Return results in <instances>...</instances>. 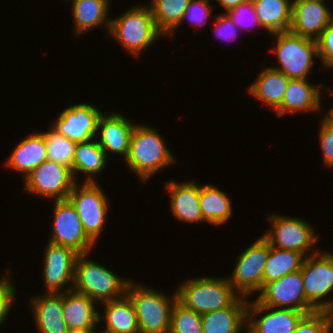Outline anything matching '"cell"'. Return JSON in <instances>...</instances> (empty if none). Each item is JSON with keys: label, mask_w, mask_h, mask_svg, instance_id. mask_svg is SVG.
I'll use <instances>...</instances> for the list:
<instances>
[{"label": "cell", "mask_w": 333, "mask_h": 333, "mask_svg": "<svg viewBox=\"0 0 333 333\" xmlns=\"http://www.w3.org/2000/svg\"><path fill=\"white\" fill-rule=\"evenodd\" d=\"M164 141L153 127L136 124L125 162L142 182L153 177V174L155 175L159 170L175 163L174 155L168 150Z\"/></svg>", "instance_id": "cell-1"}, {"label": "cell", "mask_w": 333, "mask_h": 333, "mask_svg": "<svg viewBox=\"0 0 333 333\" xmlns=\"http://www.w3.org/2000/svg\"><path fill=\"white\" fill-rule=\"evenodd\" d=\"M87 257L88 253L79 254L76 259L72 290L97 303L123 297L130 280L122 279L112 270L88 260Z\"/></svg>", "instance_id": "cell-2"}, {"label": "cell", "mask_w": 333, "mask_h": 333, "mask_svg": "<svg viewBox=\"0 0 333 333\" xmlns=\"http://www.w3.org/2000/svg\"><path fill=\"white\" fill-rule=\"evenodd\" d=\"M176 292L181 304L200 315L229 307L240 297L226 277L186 280Z\"/></svg>", "instance_id": "cell-3"}, {"label": "cell", "mask_w": 333, "mask_h": 333, "mask_svg": "<svg viewBox=\"0 0 333 333\" xmlns=\"http://www.w3.org/2000/svg\"><path fill=\"white\" fill-rule=\"evenodd\" d=\"M136 310L140 333H169L171 312L178 300L177 292L168 298L151 287L130 281L126 288Z\"/></svg>", "instance_id": "cell-4"}, {"label": "cell", "mask_w": 333, "mask_h": 333, "mask_svg": "<svg viewBox=\"0 0 333 333\" xmlns=\"http://www.w3.org/2000/svg\"><path fill=\"white\" fill-rule=\"evenodd\" d=\"M132 7L120 17L111 18L109 34L117 39L127 52L138 57L159 36L164 35L158 30L150 7Z\"/></svg>", "instance_id": "cell-5"}, {"label": "cell", "mask_w": 333, "mask_h": 333, "mask_svg": "<svg viewBox=\"0 0 333 333\" xmlns=\"http://www.w3.org/2000/svg\"><path fill=\"white\" fill-rule=\"evenodd\" d=\"M276 38L274 52L279 67L272 68L282 72L289 79H307L313 65L314 56L319 57L318 42L291 31L271 34Z\"/></svg>", "instance_id": "cell-6"}, {"label": "cell", "mask_w": 333, "mask_h": 333, "mask_svg": "<svg viewBox=\"0 0 333 333\" xmlns=\"http://www.w3.org/2000/svg\"><path fill=\"white\" fill-rule=\"evenodd\" d=\"M97 183L83 182L80 186L76 183L68 197L79 215L84 232L94 243L103 232L110 207L107 196Z\"/></svg>", "instance_id": "cell-7"}, {"label": "cell", "mask_w": 333, "mask_h": 333, "mask_svg": "<svg viewBox=\"0 0 333 333\" xmlns=\"http://www.w3.org/2000/svg\"><path fill=\"white\" fill-rule=\"evenodd\" d=\"M301 272L307 302L316 311H324L332 301L324 298L333 290V254L313 251L304 259Z\"/></svg>", "instance_id": "cell-8"}, {"label": "cell", "mask_w": 333, "mask_h": 333, "mask_svg": "<svg viewBox=\"0 0 333 333\" xmlns=\"http://www.w3.org/2000/svg\"><path fill=\"white\" fill-rule=\"evenodd\" d=\"M271 224V230L262 236L268 241L270 246L281 249L295 251L305 254L314 247L319 236L314 232L312 226L300 218L285 217L279 215L267 216ZM303 220V221H302Z\"/></svg>", "instance_id": "cell-9"}, {"label": "cell", "mask_w": 333, "mask_h": 333, "mask_svg": "<svg viewBox=\"0 0 333 333\" xmlns=\"http://www.w3.org/2000/svg\"><path fill=\"white\" fill-rule=\"evenodd\" d=\"M270 251V244L261 236L251 244L237 259L232 276L228 282L244 298L262 290V275Z\"/></svg>", "instance_id": "cell-10"}, {"label": "cell", "mask_w": 333, "mask_h": 333, "mask_svg": "<svg viewBox=\"0 0 333 333\" xmlns=\"http://www.w3.org/2000/svg\"><path fill=\"white\" fill-rule=\"evenodd\" d=\"M23 180V190L44 198H54V201L68 199L76 184L71 168L50 160L36 167Z\"/></svg>", "instance_id": "cell-11"}, {"label": "cell", "mask_w": 333, "mask_h": 333, "mask_svg": "<svg viewBox=\"0 0 333 333\" xmlns=\"http://www.w3.org/2000/svg\"><path fill=\"white\" fill-rule=\"evenodd\" d=\"M52 235L49 242L72 248L86 254L94 243L84 232L82 222L69 199L56 200L54 204Z\"/></svg>", "instance_id": "cell-12"}, {"label": "cell", "mask_w": 333, "mask_h": 333, "mask_svg": "<svg viewBox=\"0 0 333 333\" xmlns=\"http://www.w3.org/2000/svg\"><path fill=\"white\" fill-rule=\"evenodd\" d=\"M256 300L274 308L294 309L306 314L316 312L306 300L301 270L266 284Z\"/></svg>", "instance_id": "cell-13"}, {"label": "cell", "mask_w": 333, "mask_h": 333, "mask_svg": "<svg viewBox=\"0 0 333 333\" xmlns=\"http://www.w3.org/2000/svg\"><path fill=\"white\" fill-rule=\"evenodd\" d=\"M101 115L102 111L95 105L77 103L64 109L50 127L73 142H88L98 134L97 125Z\"/></svg>", "instance_id": "cell-14"}, {"label": "cell", "mask_w": 333, "mask_h": 333, "mask_svg": "<svg viewBox=\"0 0 333 333\" xmlns=\"http://www.w3.org/2000/svg\"><path fill=\"white\" fill-rule=\"evenodd\" d=\"M78 255L79 253L72 248L48 242L42 267L47 293H64L72 290ZM68 283L71 287L64 289Z\"/></svg>", "instance_id": "cell-15"}, {"label": "cell", "mask_w": 333, "mask_h": 333, "mask_svg": "<svg viewBox=\"0 0 333 333\" xmlns=\"http://www.w3.org/2000/svg\"><path fill=\"white\" fill-rule=\"evenodd\" d=\"M262 315V316H260ZM305 312L248 301L246 333H293ZM260 316V317H259ZM259 317V318H256Z\"/></svg>", "instance_id": "cell-16"}, {"label": "cell", "mask_w": 333, "mask_h": 333, "mask_svg": "<svg viewBox=\"0 0 333 333\" xmlns=\"http://www.w3.org/2000/svg\"><path fill=\"white\" fill-rule=\"evenodd\" d=\"M324 1L293 0L289 31L317 41L333 19V12Z\"/></svg>", "instance_id": "cell-17"}, {"label": "cell", "mask_w": 333, "mask_h": 333, "mask_svg": "<svg viewBox=\"0 0 333 333\" xmlns=\"http://www.w3.org/2000/svg\"><path fill=\"white\" fill-rule=\"evenodd\" d=\"M136 123H133L119 113H102L97 125V133L100 132L98 144L108 152L128 157L130 141Z\"/></svg>", "instance_id": "cell-18"}, {"label": "cell", "mask_w": 333, "mask_h": 333, "mask_svg": "<svg viewBox=\"0 0 333 333\" xmlns=\"http://www.w3.org/2000/svg\"><path fill=\"white\" fill-rule=\"evenodd\" d=\"M308 79H290L284 93L282 104L275 111L276 115L295 114L300 111L320 110L321 92L323 84L314 86ZM321 99V100H320Z\"/></svg>", "instance_id": "cell-19"}, {"label": "cell", "mask_w": 333, "mask_h": 333, "mask_svg": "<svg viewBox=\"0 0 333 333\" xmlns=\"http://www.w3.org/2000/svg\"><path fill=\"white\" fill-rule=\"evenodd\" d=\"M165 188L171 194L173 216L186 223H205L199 205L200 185L195 182H166Z\"/></svg>", "instance_id": "cell-20"}, {"label": "cell", "mask_w": 333, "mask_h": 333, "mask_svg": "<svg viewBox=\"0 0 333 333\" xmlns=\"http://www.w3.org/2000/svg\"><path fill=\"white\" fill-rule=\"evenodd\" d=\"M33 318L39 333H66L63 318V293H46L30 301Z\"/></svg>", "instance_id": "cell-21"}, {"label": "cell", "mask_w": 333, "mask_h": 333, "mask_svg": "<svg viewBox=\"0 0 333 333\" xmlns=\"http://www.w3.org/2000/svg\"><path fill=\"white\" fill-rule=\"evenodd\" d=\"M247 299L240 296L229 307L201 315L203 333H243L241 330L247 325Z\"/></svg>", "instance_id": "cell-22"}, {"label": "cell", "mask_w": 333, "mask_h": 333, "mask_svg": "<svg viewBox=\"0 0 333 333\" xmlns=\"http://www.w3.org/2000/svg\"><path fill=\"white\" fill-rule=\"evenodd\" d=\"M96 309V302L84 294L74 290L63 293V318L68 329H96L101 314Z\"/></svg>", "instance_id": "cell-23"}, {"label": "cell", "mask_w": 333, "mask_h": 333, "mask_svg": "<svg viewBox=\"0 0 333 333\" xmlns=\"http://www.w3.org/2000/svg\"><path fill=\"white\" fill-rule=\"evenodd\" d=\"M6 166L23 174L24 178L36 167L47 160V146L44 135L40 132L32 133L17 144Z\"/></svg>", "instance_id": "cell-24"}, {"label": "cell", "mask_w": 333, "mask_h": 333, "mask_svg": "<svg viewBox=\"0 0 333 333\" xmlns=\"http://www.w3.org/2000/svg\"><path fill=\"white\" fill-rule=\"evenodd\" d=\"M104 314L99 321L106 322L104 333H140L139 323L133 302L127 294L104 303Z\"/></svg>", "instance_id": "cell-25"}, {"label": "cell", "mask_w": 333, "mask_h": 333, "mask_svg": "<svg viewBox=\"0 0 333 333\" xmlns=\"http://www.w3.org/2000/svg\"><path fill=\"white\" fill-rule=\"evenodd\" d=\"M289 80L285 74L268 66L248 87V92L275 112L282 104Z\"/></svg>", "instance_id": "cell-26"}, {"label": "cell", "mask_w": 333, "mask_h": 333, "mask_svg": "<svg viewBox=\"0 0 333 333\" xmlns=\"http://www.w3.org/2000/svg\"><path fill=\"white\" fill-rule=\"evenodd\" d=\"M261 27L268 33L289 31L291 25V0H252Z\"/></svg>", "instance_id": "cell-27"}, {"label": "cell", "mask_w": 333, "mask_h": 333, "mask_svg": "<svg viewBox=\"0 0 333 333\" xmlns=\"http://www.w3.org/2000/svg\"><path fill=\"white\" fill-rule=\"evenodd\" d=\"M110 0H73L72 13L75 25V36H80L91 28L106 24L109 32L111 20L106 17Z\"/></svg>", "instance_id": "cell-28"}, {"label": "cell", "mask_w": 333, "mask_h": 333, "mask_svg": "<svg viewBox=\"0 0 333 333\" xmlns=\"http://www.w3.org/2000/svg\"><path fill=\"white\" fill-rule=\"evenodd\" d=\"M200 210L204 222L221 225L231 218L232 204L229 197L213 184L200 185Z\"/></svg>", "instance_id": "cell-29"}, {"label": "cell", "mask_w": 333, "mask_h": 333, "mask_svg": "<svg viewBox=\"0 0 333 333\" xmlns=\"http://www.w3.org/2000/svg\"><path fill=\"white\" fill-rule=\"evenodd\" d=\"M107 156L98 144L97 140H90L88 142L77 143L74 152L72 172L74 178L77 173H85L88 177H85L84 182H97L95 180L97 173H100L106 166Z\"/></svg>", "instance_id": "cell-30"}, {"label": "cell", "mask_w": 333, "mask_h": 333, "mask_svg": "<svg viewBox=\"0 0 333 333\" xmlns=\"http://www.w3.org/2000/svg\"><path fill=\"white\" fill-rule=\"evenodd\" d=\"M305 255L270 246L269 256L262 275V288L281 277L301 270Z\"/></svg>", "instance_id": "cell-31"}, {"label": "cell", "mask_w": 333, "mask_h": 333, "mask_svg": "<svg viewBox=\"0 0 333 333\" xmlns=\"http://www.w3.org/2000/svg\"><path fill=\"white\" fill-rule=\"evenodd\" d=\"M191 0H152L148 5L158 30L164 35L173 36L182 22Z\"/></svg>", "instance_id": "cell-32"}, {"label": "cell", "mask_w": 333, "mask_h": 333, "mask_svg": "<svg viewBox=\"0 0 333 333\" xmlns=\"http://www.w3.org/2000/svg\"><path fill=\"white\" fill-rule=\"evenodd\" d=\"M49 131L41 132L44 135L47 146V160L65 165L72 169L76 142L58 134L52 128Z\"/></svg>", "instance_id": "cell-33"}, {"label": "cell", "mask_w": 333, "mask_h": 333, "mask_svg": "<svg viewBox=\"0 0 333 333\" xmlns=\"http://www.w3.org/2000/svg\"><path fill=\"white\" fill-rule=\"evenodd\" d=\"M169 333H203L201 315L177 300L171 312Z\"/></svg>", "instance_id": "cell-34"}, {"label": "cell", "mask_w": 333, "mask_h": 333, "mask_svg": "<svg viewBox=\"0 0 333 333\" xmlns=\"http://www.w3.org/2000/svg\"><path fill=\"white\" fill-rule=\"evenodd\" d=\"M330 324L324 311L306 314L293 333H330Z\"/></svg>", "instance_id": "cell-35"}, {"label": "cell", "mask_w": 333, "mask_h": 333, "mask_svg": "<svg viewBox=\"0 0 333 333\" xmlns=\"http://www.w3.org/2000/svg\"><path fill=\"white\" fill-rule=\"evenodd\" d=\"M211 12L212 6L209 4L208 1L191 0L179 26L183 23L185 19H188L190 20V25H194L192 26L194 27V29L196 26L197 28H201L208 21V17L212 16Z\"/></svg>", "instance_id": "cell-36"}, {"label": "cell", "mask_w": 333, "mask_h": 333, "mask_svg": "<svg viewBox=\"0 0 333 333\" xmlns=\"http://www.w3.org/2000/svg\"><path fill=\"white\" fill-rule=\"evenodd\" d=\"M230 20L238 27V28H242V27H248L251 24L252 27H254V25L257 27H261V24L259 22V19L257 17V14L255 12V8L253 6L252 0H248L244 3L239 4L236 8L229 10L228 12L225 13ZM247 14L249 16H247ZM246 16L249 18L248 20H250V24L249 22L246 21V19H244V17L246 18ZM246 21V23H245ZM248 24V25H247Z\"/></svg>", "instance_id": "cell-37"}, {"label": "cell", "mask_w": 333, "mask_h": 333, "mask_svg": "<svg viewBox=\"0 0 333 333\" xmlns=\"http://www.w3.org/2000/svg\"><path fill=\"white\" fill-rule=\"evenodd\" d=\"M0 278V326L6 320L10 309L13 306L14 299L16 298V288L9 279L8 271Z\"/></svg>", "instance_id": "cell-38"}, {"label": "cell", "mask_w": 333, "mask_h": 333, "mask_svg": "<svg viewBox=\"0 0 333 333\" xmlns=\"http://www.w3.org/2000/svg\"><path fill=\"white\" fill-rule=\"evenodd\" d=\"M319 59L325 68H333V19L323 30L321 37L317 40Z\"/></svg>", "instance_id": "cell-39"}, {"label": "cell", "mask_w": 333, "mask_h": 333, "mask_svg": "<svg viewBox=\"0 0 333 333\" xmlns=\"http://www.w3.org/2000/svg\"><path fill=\"white\" fill-rule=\"evenodd\" d=\"M319 141L323 155V162L333 168V127L320 123Z\"/></svg>", "instance_id": "cell-40"}, {"label": "cell", "mask_w": 333, "mask_h": 333, "mask_svg": "<svg viewBox=\"0 0 333 333\" xmlns=\"http://www.w3.org/2000/svg\"><path fill=\"white\" fill-rule=\"evenodd\" d=\"M214 31L218 38L226 41H233L237 37L238 27L230 20L226 14H220L216 17Z\"/></svg>", "instance_id": "cell-41"}, {"label": "cell", "mask_w": 333, "mask_h": 333, "mask_svg": "<svg viewBox=\"0 0 333 333\" xmlns=\"http://www.w3.org/2000/svg\"><path fill=\"white\" fill-rule=\"evenodd\" d=\"M218 4L225 9V12L236 8L239 4L244 3L248 0H216Z\"/></svg>", "instance_id": "cell-42"}, {"label": "cell", "mask_w": 333, "mask_h": 333, "mask_svg": "<svg viewBox=\"0 0 333 333\" xmlns=\"http://www.w3.org/2000/svg\"><path fill=\"white\" fill-rule=\"evenodd\" d=\"M323 119H321L322 123L324 125L333 127V106L330 108V110L328 111L327 115H325V117H322Z\"/></svg>", "instance_id": "cell-43"}, {"label": "cell", "mask_w": 333, "mask_h": 333, "mask_svg": "<svg viewBox=\"0 0 333 333\" xmlns=\"http://www.w3.org/2000/svg\"><path fill=\"white\" fill-rule=\"evenodd\" d=\"M325 314L327 315V318L329 320L330 328L333 329V299L330 303V305L324 310Z\"/></svg>", "instance_id": "cell-44"}, {"label": "cell", "mask_w": 333, "mask_h": 333, "mask_svg": "<svg viewBox=\"0 0 333 333\" xmlns=\"http://www.w3.org/2000/svg\"><path fill=\"white\" fill-rule=\"evenodd\" d=\"M94 330L96 329H67L66 333H96L97 331Z\"/></svg>", "instance_id": "cell-45"}]
</instances>
